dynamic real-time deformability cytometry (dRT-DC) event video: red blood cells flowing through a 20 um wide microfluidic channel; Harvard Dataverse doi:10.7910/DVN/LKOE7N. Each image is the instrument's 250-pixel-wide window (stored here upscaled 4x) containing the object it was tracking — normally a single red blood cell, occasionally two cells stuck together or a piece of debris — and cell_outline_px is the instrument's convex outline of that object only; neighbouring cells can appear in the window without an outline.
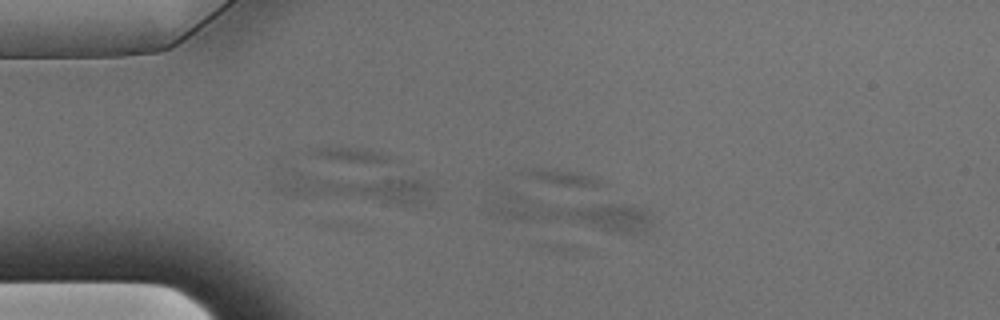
{"species": "Egyptian fruit bat (a non-hibernating species)", "species_latin": "Rousettus aegyptiacus", "temperature_condition": "warm", "stored_images_in_passage": 17, "segment_of_instrument_passage": [1, 2], "camera_frame_rate_fps": 3000, "um_per_image_px": 0.085, "animal": {"sex": "male"}, "frame": {"image": 1, "passage_image": 11, "time_ms": 3.333, "image_size_px": [1000, 320], "cell_outline_px": [[652, 224], [648, 232], [608, 232], [516, 220], [496, 216], [484, 212], [488, 204], [500, 188], [504, 188], [628, 204], [648, 208], [652, 216]], "centroid_in_image_um": [48.41, 17.98], "position_along_channel_um": 36.6, "area_um2": 33.99}}